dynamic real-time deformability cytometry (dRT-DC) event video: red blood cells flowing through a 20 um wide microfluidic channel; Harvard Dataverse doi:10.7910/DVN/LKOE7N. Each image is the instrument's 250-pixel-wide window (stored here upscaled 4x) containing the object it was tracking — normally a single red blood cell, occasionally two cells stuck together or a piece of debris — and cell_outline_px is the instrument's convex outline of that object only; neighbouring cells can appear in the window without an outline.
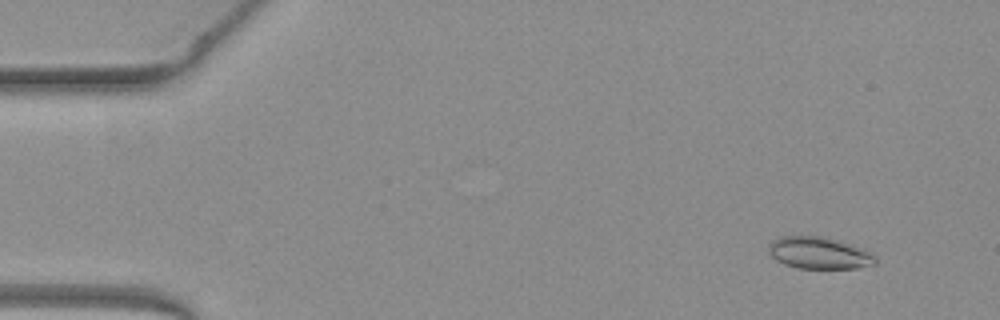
{"species": "common noctule bat (a hibernating species)", "species_latin": "Nyctalus noctula", "temperature_condition": "warm", "stored_images_in_passage": 53, "segment_of_instrument_passage": [1, 2], "camera_frame_rate_fps": 3000, "um_per_image_px": 0.085, "animal": {"sex": "female", "body_mass_g": 19.3, "forearm_length_mm": 54.1}, "frame": {"image": 1, "passage_image": 5, "time_ms": 1.333, "image_size_px": [1000, 320], "cell_outline_px": [[876, 264], [856, 268], [796, 268], [784, 264], [776, 260], [768, 252], [768, 244], [776, 236], [820, 236], [864, 248], [876, 256]], "centroid_in_image_um": [69.59, 21.5], "position_along_channel_um": 15.4, "area_um2": 19.94}}
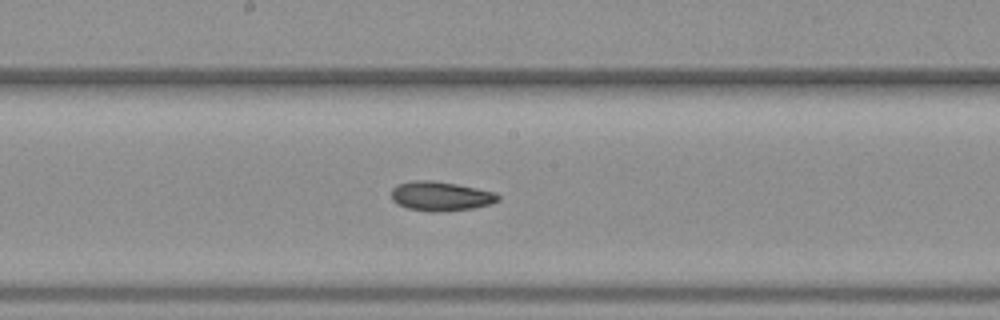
{"frame": {"image": 2, "passage_image": 28, "time_ms": 9.0, "image_size_px": [1000, 320], "cell_outline_px": [[500, 200], [492, 204], [472, 208], [440, 212], [428, 212], [408, 208], [396, 204], [392, 200], [392, 188], [396, 184], [412, 180], [428, 180], [456, 184], [496, 192], [500, 196]], "centroid_in_image_um": [37.45, 16.68], "position_along_channel_um": 210.8, "area_um2": 18.44}}
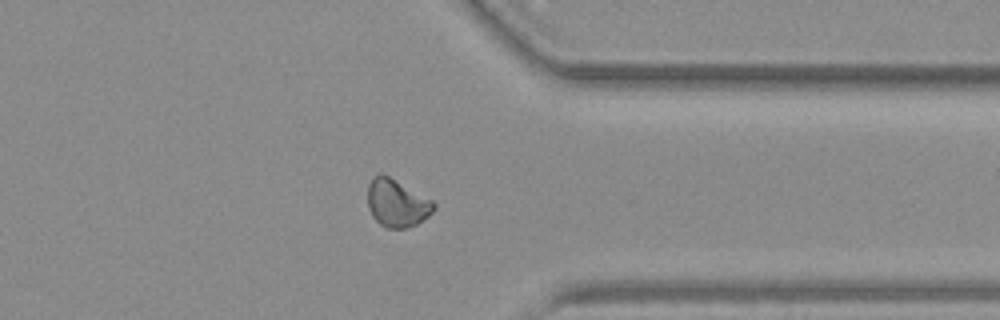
{"frame": {"image": 3, "passage_image": 41, "time_ms": 13.333, "image_size_px": [1000, 320], "cell_outline_px": [[436, 208], [428, 216], [416, 224], [404, 228], [388, 228], [380, 224], [372, 216], [368, 208], [368, 184], [372, 176], [380, 172], [388, 176], [432, 200], [436, 204]], "centroid_in_image_um": [33.71, 17.25], "position_along_channel_um": 377.7, "area_um2": 18.26}}